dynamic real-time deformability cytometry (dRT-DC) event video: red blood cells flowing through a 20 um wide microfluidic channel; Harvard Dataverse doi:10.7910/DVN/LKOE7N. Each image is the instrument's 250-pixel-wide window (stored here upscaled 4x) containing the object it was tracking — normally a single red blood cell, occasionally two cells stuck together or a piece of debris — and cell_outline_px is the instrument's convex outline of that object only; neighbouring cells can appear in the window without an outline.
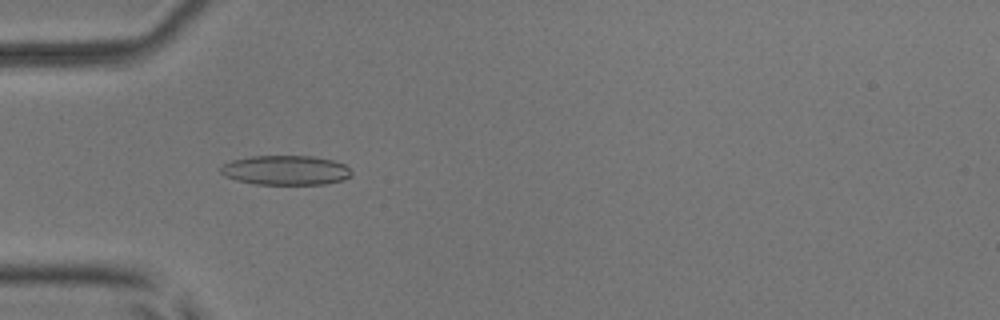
{"species": "common noctule bat (a hibernating species)", "species_latin": "Nyctalus noctula", "temperature_condition": "room temperature", "stored_images_in_passage": 53, "camera_frame_rate_fps": 3000, "um_per_image_px": 0.085, "animal": {"sex": "male", "body_mass_g": 17.9, "forearm_length_mm": 54.2}, "frame": {"image": 1, "passage_image": 17, "time_ms": 5.333, "image_size_px": [1000, 320], "cell_outline_px": [[352, 176], [344, 180], [324, 184], [256, 184], [236, 180], [224, 176], [220, 172], [220, 168], [224, 164], [232, 160], [252, 156], [312, 156], [332, 160], [344, 164], [352, 172]], "centroid_in_image_um": [24.29, 14.47], "position_along_channel_um": 60.7, "area_um2": 22.54}}
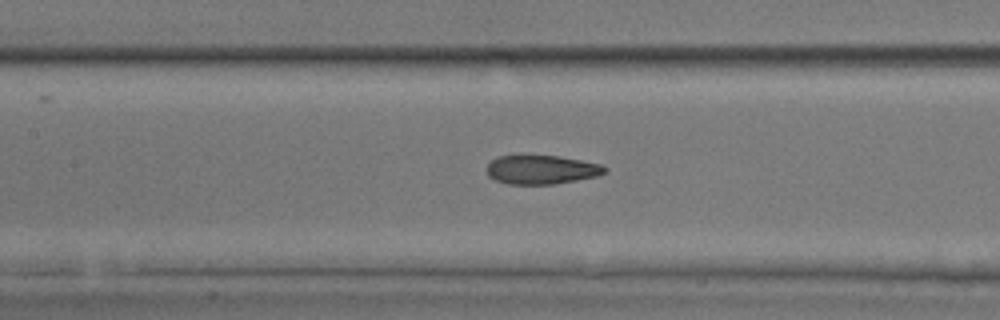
{"frame": {"image": 2, "passage_image": 25, "time_ms": 8.0, "image_size_px": [1000, 320], "cell_outline_px": [[608, 168], [604, 172], [596, 176], [576, 180], [552, 184], [508, 184], [496, 180], [488, 176], [488, 164], [492, 160], [500, 156], [520, 152], [560, 156], [600, 164]], "centroid_in_image_um": [45.97, 14.37], "position_along_channel_um": 161.4, "area_um2": 20.4}}
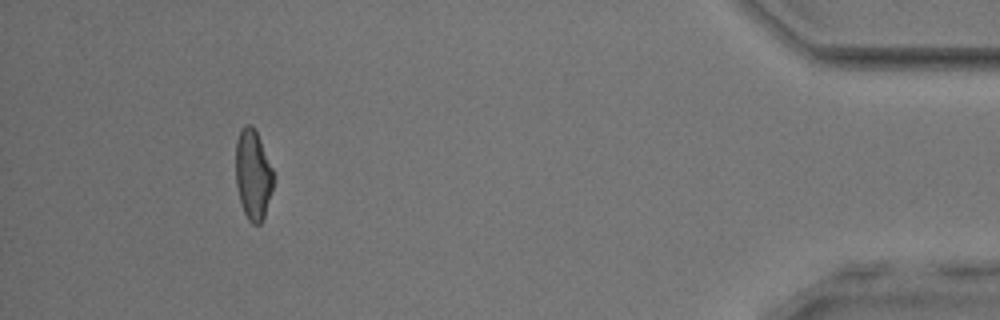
{"frame": {"image": 3, "passage_image": 49, "time_ms": 16.0, "image_size_px": [1000, 320], "cell_outline_px": [[276, 180], [264, 216], [260, 224], [252, 224], [248, 220], [244, 212], [240, 200], [236, 184], [236, 140], [244, 124], [252, 124], [256, 128], [276, 176]], "centroid_in_image_um": [21.54, 14.81], "position_along_channel_um": 413.7, "area_um2": 20.23}, "authors_computed_cell_mechanics": {"area_um2": 20.8658, "velocity_mm_per_s": 3.9213, "shape_relaxation_time_tau1_ms": 5.1313, "shape_relaxation_time_tau2_ms": 2.0453, "deformation_change_tau1": 0.1477, "deformation_change_tau2": 0.0977}}